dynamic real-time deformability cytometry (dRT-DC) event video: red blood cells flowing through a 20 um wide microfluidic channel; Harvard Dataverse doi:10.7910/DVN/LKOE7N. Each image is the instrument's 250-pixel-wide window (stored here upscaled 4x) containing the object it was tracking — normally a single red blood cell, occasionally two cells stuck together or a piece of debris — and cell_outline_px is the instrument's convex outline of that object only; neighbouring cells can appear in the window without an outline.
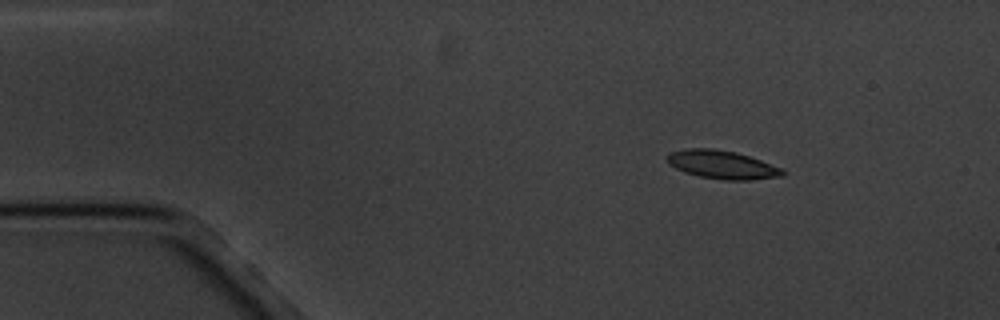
{"species": "common noctule bat (a hibernating species)", "species_latin": "Nyctalus noctula", "temperature_condition": "cold", "stored_images_in_passage": 3, "camera_frame_rate_fps": 3000, "um_per_image_px": 0.085, "animal": {"sex": "male", "body_mass_g": 20.1, "forearm_length_mm": 53.5}, "frame": {"image": 1, "passage_image": 1, "time_ms": 0.0, "image_size_px": [1000, 320], "cell_outline_px": [[784, 176], [752, 180], [724, 180], [700, 176], [684, 172], [668, 164], [664, 156], [668, 152], [688, 148], [712, 148], [736, 152], [784, 168]], "centroid_in_image_um": [61.35, 13.99], "position_along_channel_um": 23.6, "area_um2": 19.31}}